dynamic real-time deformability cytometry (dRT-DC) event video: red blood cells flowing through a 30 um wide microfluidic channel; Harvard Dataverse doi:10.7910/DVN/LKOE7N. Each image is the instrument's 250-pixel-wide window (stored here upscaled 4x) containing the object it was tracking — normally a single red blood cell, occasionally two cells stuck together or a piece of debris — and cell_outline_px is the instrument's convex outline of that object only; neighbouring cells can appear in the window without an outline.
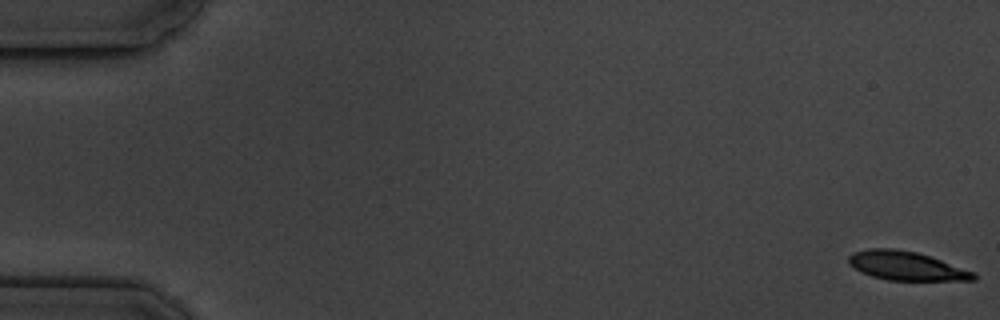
{"species": "common noctule bat (a hibernating species)", "species_latin": "Nyctalus noctula", "temperature_condition": "cold", "stored_images_in_passage": 6, "camera_frame_rate_fps": 3000, "um_per_image_px": 0.085, "animal": {"sex": "male", "body_mass_g": 19.5, "forearm_length_mm": 54.6}, "frame": {"image": 1, "passage_image": 1, "time_ms": 0.0, "image_size_px": [1000, 320], "cell_outline_px": [[976, 280], [888, 280], [872, 276], [860, 272], [848, 264], [848, 256], [856, 252], [868, 248], [892, 248], [916, 252], [976, 272]], "centroid_in_image_um": [77.01, 22.6], "position_along_channel_um": 8.0, "area_um2": 20.87}}
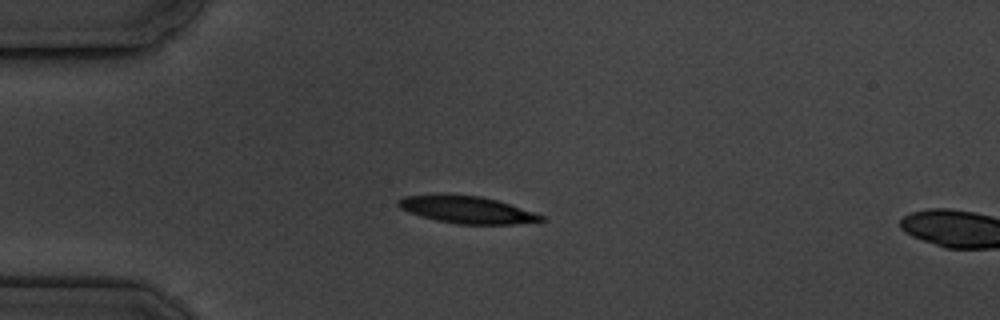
{"frame": {"image": 2, "passage_image": 5, "time_ms": 4.667, "image_size_px": [1000, 320], "cell_outline_px": [[548, 220], [516, 224], [456, 224], [436, 220], [420, 216], [408, 212], [400, 208], [396, 204], [396, 200], [404, 196], [440, 192], [480, 196], [496, 200], [536, 212], [544, 216]], "centroid_in_image_um": [39.64, 17.8], "position_along_channel_um": 45.4, "area_um2": 23.29}}